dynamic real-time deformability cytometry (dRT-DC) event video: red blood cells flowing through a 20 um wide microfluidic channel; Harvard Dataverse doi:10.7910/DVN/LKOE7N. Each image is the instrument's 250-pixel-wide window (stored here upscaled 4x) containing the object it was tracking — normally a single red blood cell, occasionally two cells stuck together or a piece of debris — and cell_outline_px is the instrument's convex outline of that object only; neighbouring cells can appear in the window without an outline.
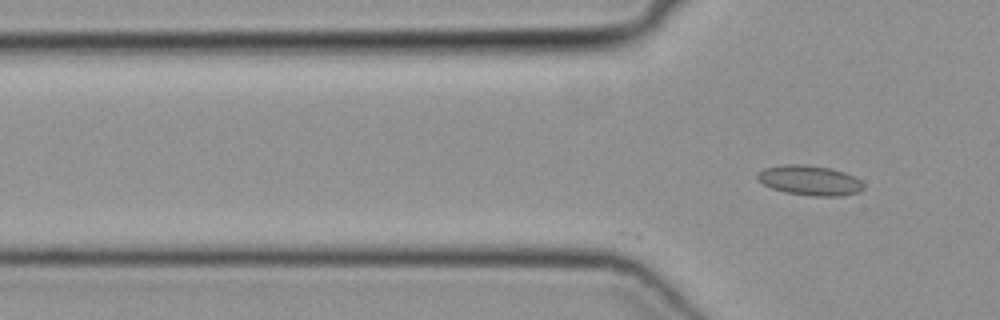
{"species": "common noctule bat (a hibernating species)", "species_latin": "Nyctalus noctula", "temperature_condition": "cold", "stored_images_in_passage": 15, "camera_frame_rate_fps": 3000, "um_per_image_px": 0.085, "animal": {"sex": "female", "body_mass_g": 19.3, "forearm_length_mm": 54.1}, "frame": {"image": 1, "passage_image": 15, "time_ms": 4.667, "image_size_px": [1000, 320], "cell_outline_px": [[864, 188], [860, 192], [840, 196], [812, 196], [784, 192], [772, 188], [764, 184], [756, 176], [764, 168], [780, 164], [804, 164], [832, 168], [844, 172], [860, 180], [864, 184]], "centroid_in_image_um": [68.85, 15.33], "position_along_channel_um": 57.0, "area_um2": 18.55}}